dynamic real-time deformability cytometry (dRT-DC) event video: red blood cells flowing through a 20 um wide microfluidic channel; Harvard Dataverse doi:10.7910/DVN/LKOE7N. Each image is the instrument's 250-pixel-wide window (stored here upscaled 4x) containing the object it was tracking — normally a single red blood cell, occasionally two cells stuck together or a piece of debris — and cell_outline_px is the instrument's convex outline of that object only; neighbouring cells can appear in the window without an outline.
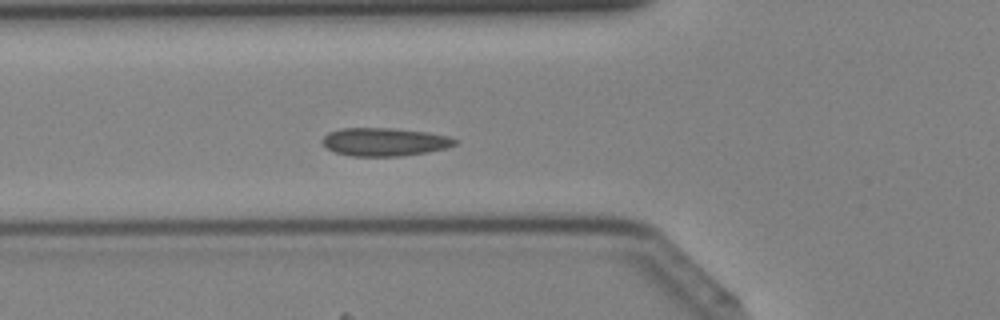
{"species": "Egyptian fruit bat (a non-hibernating species)", "species_latin": "Rousettus aegyptiacus", "temperature_condition": "cold", "stored_images_in_passage": 41, "camera_frame_rate_fps": 3000, "um_per_image_px": 0.085, "animal": {"sex": "female"}, "frame": {"image": 1, "passage_image": 14, "time_ms": 4.333, "image_size_px": [1000, 320], "cell_outline_px": [[460, 140], [456, 144], [444, 148], [428, 152], [400, 156], [352, 156], [336, 152], [328, 148], [320, 140], [328, 132], [340, 128], [392, 128], [428, 132], [448, 136]], "centroid_in_image_um": [32.69, 12.05], "position_along_channel_um": 93.1, "area_um2": 21.79}}
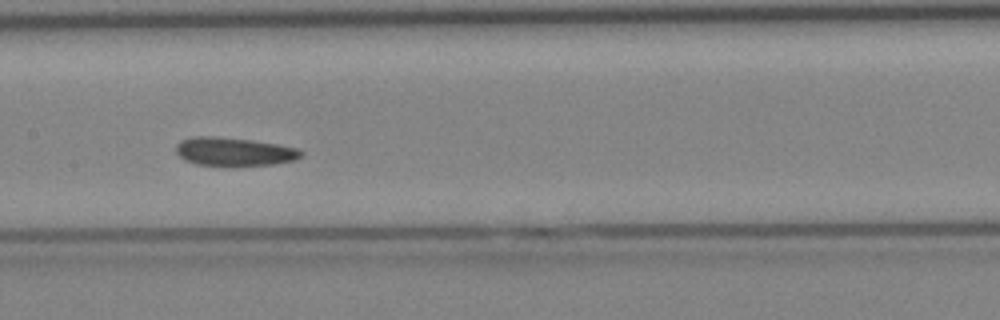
{"frame": {"image": 2, "passage_image": 20, "time_ms": 6.333, "image_size_px": [1000, 320], "cell_outline_px": [[304, 152], [300, 156], [292, 160], [272, 164], [196, 164], [184, 160], [176, 152], [176, 144], [180, 140], [192, 136], [216, 136], [252, 140], [276, 144], [296, 148]], "centroid_in_image_um": [19.83, 12.85], "position_along_channel_um": 187.6, "area_um2": 20.17}}
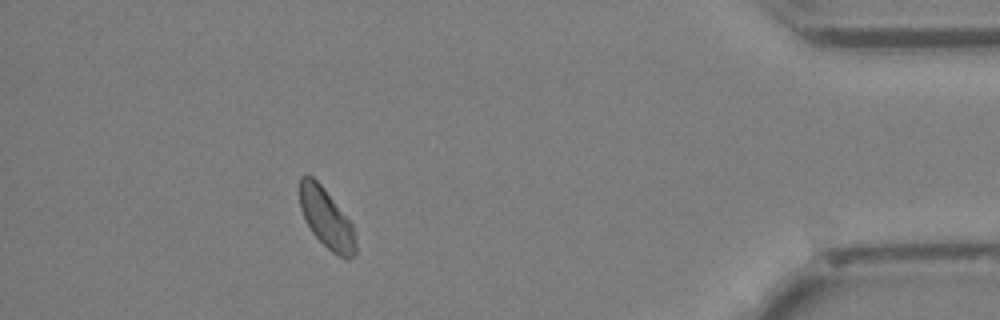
{"frame": {"image": 3, "passage_image": 37, "time_ms": 12.0, "image_size_px": [1000, 320], "cell_outline_px": [[356, 252], [348, 260], [332, 252], [312, 232], [304, 220], [300, 208], [300, 176], [312, 176], [324, 188], [352, 224], [356, 232]], "centroid_in_image_um": [27.76, 18.58], "position_along_channel_um": 407.4, "area_um2": 19.31}}